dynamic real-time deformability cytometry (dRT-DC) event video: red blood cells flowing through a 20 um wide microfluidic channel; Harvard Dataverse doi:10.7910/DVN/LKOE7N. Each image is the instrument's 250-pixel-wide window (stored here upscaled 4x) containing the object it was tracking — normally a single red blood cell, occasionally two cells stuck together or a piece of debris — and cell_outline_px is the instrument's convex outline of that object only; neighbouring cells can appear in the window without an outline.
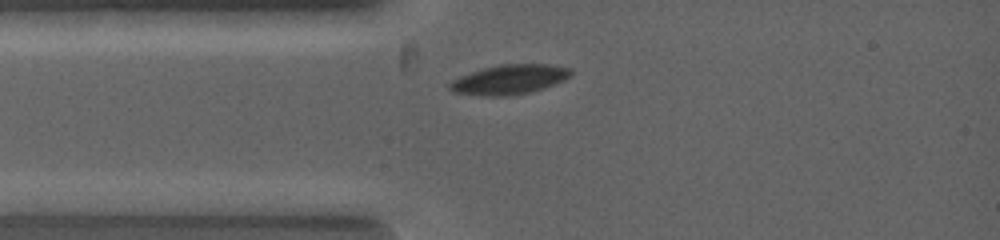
{"species": "common noctule bat (a hibernating species)", "species_latin": "Nyctalus noctula", "temperature_condition": "warm", "stored_images_in_passage": 6, "camera_frame_rate_fps": 5000, "um_per_image_px": 0.085, "animal": {"sex": "female", "body_mass_g": 19.0, "forearm_length_mm": 53.3}, "frame": {"image": 1, "passage_image": 1, "time_ms": 0.0, "image_size_px": [1000, 240], "cell_outline_px": [[572, 72], [568, 76], [552, 84], [528, 92], [504, 96], [488, 96], [452, 92], [448, 88], [448, 84], [452, 80], [460, 76], [484, 68], [500, 64], [544, 64], [568, 68]], "centroid_in_image_um": [43.19, 6.75], "position_along_channel_um": 41.8, "area_um2": 20.29}}